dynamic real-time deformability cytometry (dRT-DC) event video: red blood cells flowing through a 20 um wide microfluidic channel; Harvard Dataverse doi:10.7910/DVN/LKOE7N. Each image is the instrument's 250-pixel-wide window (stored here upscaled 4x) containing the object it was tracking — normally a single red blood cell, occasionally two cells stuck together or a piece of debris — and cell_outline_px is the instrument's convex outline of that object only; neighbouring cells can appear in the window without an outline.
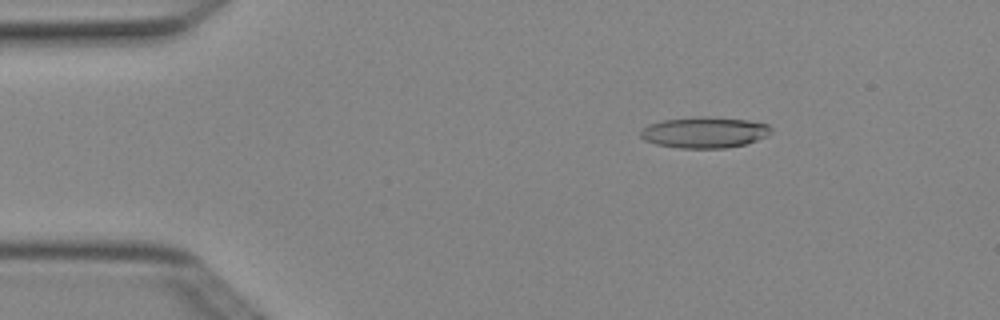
{"species": "Egyptian fruit bat (a non-hibernating species)", "species_latin": "Rousettus aegyptiacus", "temperature_condition": "cold", "stored_images_in_passage": 3, "camera_frame_rate_fps": 3000, "um_per_image_px": 0.085, "animal": {"sex": "female"}, "frame": {"image": 1, "passage_image": 2, "time_ms": 0.333, "image_size_px": [1000, 320], "cell_outline_px": [[772, 132], [768, 136], [744, 144], [724, 148], [680, 148], [656, 144], [644, 140], [640, 136], [640, 132], [648, 124], [664, 120], [700, 116], [704, 116], [748, 120], [768, 124], [772, 128]], "centroid_in_image_um": [59.89, 11.25], "position_along_channel_um": 25.1, "area_um2": 23.58}}